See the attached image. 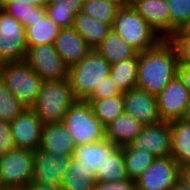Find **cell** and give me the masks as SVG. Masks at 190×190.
I'll return each mask as SVG.
<instances>
[{
  "label": "cell",
  "instance_id": "obj_1",
  "mask_svg": "<svg viewBox=\"0 0 190 190\" xmlns=\"http://www.w3.org/2000/svg\"><path fill=\"white\" fill-rule=\"evenodd\" d=\"M178 64L175 44L162 39L153 48L138 53L136 88L157 96L177 76Z\"/></svg>",
  "mask_w": 190,
  "mask_h": 190
},
{
  "label": "cell",
  "instance_id": "obj_2",
  "mask_svg": "<svg viewBox=\"0 0 190 190\" xmlns=\"http://www.w3.org/2000/svg\"><path fill=\"white\" fill-rule=\"evenodd\" d=\"M77 101L69 78L45 81L35 104L31 107L40 121L45 124L63 122L67 110Z\"/></svg>",
  "mask_w": 190,
  "mask_h": 190
},
{
  "label": "cell",
  "instance_id": "obj_3",
  "mask_svg": "<svg viewBox=\"0 0 190 190\" xmlns=\"http://www.w3.org/2000/svg\"><path fill=\"white\" fill-rule=\"evenodd\" d=\"M110 70L111 64L96 49H92L81 62L69 66L68 78L75 98L85 101L110 75Z\"/></svg>",
  "mask_w": 190,
  "mask_h": 190
},
{
  "label": "cell",
  "instance_id": "obj_4",
  "mask_svg": "<svg viewBox=\"0 0 190 190\" xmlns=\"http://www.w3.org/2000/svg\"><path fill=\"white\" fill-rule=\"evenodd\" d=\"M112 30L136 49L138 53L153 48L162 40L133 6H126L117 10Z\"/></svg>",
  "mask_w": 190,
  "mask_h": 190
},
{
  "label": "cell",
  "instance_id": "obj_5",
  "mask_svg": "<svg viewBox=\"0 0 190 190\" xmlns=\"http://www.w3.org/2000/svg\"><path fill=\"white\" fill-rule=\"evenodd\" d=\"M0 78L26 108L35 104L43 81L25 60L1 63Z\"/></svg>",
  "mask_w": 190,
  "mask_h": 190
},
{
  "label": "cell",
  "instance_id": "obj_6",
  "mask_svg": "<svg viewBox=\"0 0 190 190\" xmlns=\"http://www.w3.org/2000/svg\"><path fill=\"white\" fill-rule=\"evenodd\" d=\"M76 146L106 140L105 127L94 116L87 101L77 100L64 115L63 122Z\"/></svg>",
  "mask_w": 190,
  "mask_h": 190
},
{
  "label": "cell",
  "instance_id": "obj_7",
  "mask_svg": "<svg viewBox=\"0 0 190 190\" xmlns=\"http://www.w3.org/2000/svg\"><path fill=\"white\" fill-rule=\"evenodd\" d=\"M34 151L16 148L0 155V187H27L33 178Z\"/></svg>",
  "mask_w": 190,
  "mask_h": 190
},
{
  "label": "cell",
  "instance_id": "obj_8",
  "mask_svg": "<svg viewBox=\"0 0 190 190\" xmlns=\"http://www.w3.org/2000/svg\"><path fill=\"white\" fill-rule=\"evenodd\" d=\"M25 27L0 9V64L25 60L27 53Z\"/></svg>",
  "mask_w": 190,
  "mask_h": 190
},
{
  "label": "cell",
  "instance_id": "obj_9",
  "mask_svg": "<svg viewBox=\"0 0 190 190\" xmlns=\"http://www.w3.org/2000/svg\"><path fill=\"white\" fill-rule=\"evenodd\" d=\"M25 61L43 82L68 77V66L55 50L54 44H42L28 48Z\"/></svg>",
  "mask_w": 190,
  "mask_h": 190
},
{
  "label": "cell",
  "instance_id": "obj_10",
  "mask_svg": "<svg viewBox=\"0 0 190 190\" xmlns=\"http://www.w3.org/2000/svg\"><path fill=\"white\" fill-rule=\"evenodd\" d=\"M181 177V167L170 156L155 158L135 180L137 190H171Z\"/></svg>",
  "mask_w": 190,
  "mask_h": 190
},
{
  "label": "cell",
  "instance_id": "obj_11",
  "mask_svg": "<svg viewBox=\"0 0 190 190\" xmlns=\"http://www.w3.org/2000/svg\"><path fill=\"white\" fill-rule=\"evenodd\" d=\"M171 141V123L160 121L155 124L144 125L141 132L127 146L148 151L155 158H163L171 156Z\"/></svg>",
  "mask_w": 190,
  "mask_h": 190
},
{
  "label": "cell",
  "instance_id": "obj_12",
  "mask_svg": "<svg viewBox=\"0 0 190 190\" xmlns=\"http://www.w3.org/2000/svg\"><path fill=\"white\" fill-rule=\"evenodd\" d=\"M73 156L51 153L38 148L34 151L32 182L43 185L61 186L64 172Z\"/></svg>",
  "mask_w": 190,
  "mask_h": 190
},
{
  "label": "cell",
  "instance_id": "obj_13",
  "mask_svg": "<svg viewBox=\"0 0 190 190\" xmlns=\"http://www.w3.org/2000/svg\"><path fill=\"white\" fill-rule=\"evenodd\" d=\"M156 98L162 121L173 122L184 117L190 94L179 77L176 76Z\"/></svg>",
  "mask_w": 190,
  "mask_h": 190
},
{
  "label": "cell",
  "instance_id": "obj_14",
  "mask_svg": "<svg viewBox=\"0 0 190 190\" xmlns=\"http://www.w3.org/2000/svg\"><path fill=\"white\" fill-rule=\"evenodd\" d=\"M43 123L31 108L25 109L12 122L10 131L16 148L35 151L40 146Z\"/></svg>",
  "mask_w": 190,
  "mask_h": 190
},
{
  "label": "cell",
  "instance_id": "obj_15",
  "mask_svg": "<svg viewBox=\"0 0 190 190\" xmlns=\"http://www.w3.org/2000/svg\"><path fill=\"white\" fill-rule=\"evenodd\" d=\"M124 110L143 125L162 121L157 105V98L141 89L135 88L123 92Z\"/></svg>",
  "mask_w": 190,
  "mask_h": 190
},
{
  "label": "cell",
  "instance_id": "obj_16",
  "mask_svg": "<svg viewBox=\"0 0 190 190\" xmlns=\"http://www.w3.org/2000/svg\"><path fill=\"white\" fill-rule=\"evenodd\" d=\"M55 50L69 67L81 62L92 50L73 28H61L54 42Z\"/></svg>",
  "mask_w": 190,
  "mask_h": 190
},
{
  "label": "cell",
  "instance_id": "obj_17",
  "mask_svg": "<svg viewBox=\"0 0 190 190\" xmlns=\"http://www.w3.org/2000/svg\"><path fill=\"white\" fill-rule=\"evenodd\" d=\"M133 8L162 39L171 38V18L166 0H141Z\"/></svg>",
  "mask_w": 190,
  "mask_h": 190
},
{
  "label": "cell",
  "instance_id": "obj_18",
  "mask_svg": "<svg viewBox=\"0 0 190 190\" xmlns=\"http://www.w3.org/2000/svg\"><path fill=\"white\" fill-rule=\"evenodd\" d=\"M75 147L72 136L62 122L43 125L40 149L55 154L73 155Z\"/></svg>",
  "mask_w": 190,
  "mask_h": 190
},
{
  "label": "cell",
  "instance_id": "obj_19",
  "mask_svg": "<svg viewBox=\"0 0 190 190\" xmlns=\"http://www.w3.org/2000/svg\"><path fill=\"white\" fill-rule=\"evenodd\" d=\"M143 126L124 112L105 127V138L117 147L126 146L141 132Z\"/></svg>",
  "mask_w": 190,
  "mask_h": 190
},
{
  "label": "cell",
  "instance_id": "obj_20",
  "mask_svg": "<svg viewBox=\"0 0 190 190\" xmlns=\"http://www.w3.org/2000/svg\"><path fill=\"white\" fill-rule=\"evenodd\" d=\"M72 27L92 49H96L112 31L111 25L104 24L83 12L75 15Z\"/></svg>",
  "mask_w": 190,
  "mask_h": 190
},
{
  "label": "cell",
  "instance_id": "obj_21",
  "mask_svg": "<svg viewBox=\"0 0 190 190\" xmlns=\"http://www.w3.org/2000/svg\"><path fill=\"white\" fill-rule=\"evenodd\" d=\"M116 148L117 146L112 142L104 140L97 143L76 146L72 156L95 174L99 165Z\"/></svg>",
  "mask_w": 190,
  "mask_h": 190
},
{
  "label": "cell",
  "instance_id": "obj_22",
  "mask_svg": "<svg viewBox=\"0 0 190 190\" xmlns=\"http://www.w3.org/2000/svg\"><path fill=\"white\" fill-rule=\"evenodd\" d=\"M170 123L172 126L171 157L182 168L190 164V122L182 118Z\"/></svg>",
  "mask_w": 190,
  "mask_h": 190
},
{
  "label": "cell",
  "instance_id": "obj_23",
  "mask_svg": "<svg viewBox=\"0 0 190 190\" xmlns=\"http://www.w3.org/2000/svg\"><path fill=\"white\" fill-rule=\"evenodd\" d=\"M60 27L45 14L31 23V26L25 29L27 47H34L42 44H54Z\"/></svg>",
  "mask_w": 190,
  "mask_h": 190
},
{
  "label": "cell",
  "instance_id": "obj_24",
  "mask_svg": "<svg viewBox=\"0 0 190 190\" xmlns=\"http://www.w3.org/2000/svg\"><path fill=\"white\" fill-rule=\"evenodd\" d=\"M95 183V174L72 158L70 166L64 172L61 187L63 190H94Z\"/></svg>",
  "mask_w": 190,
  "mask_h": 190
},
{
  "label": "cell",
  "instance_id": "obj_25",
  "mask_svg": "<svg viewBox=\"0 0 190 190\" xmlns=\"http://www.w3.org/2000/svg\"><path fill=\"white\" fill-rule=\"evenodd\" d=\"M96 50L109 64L120 62L138 54L136 49L127 44L113 30L96 48Z\"/></svg>",
  "mask_w": 190,
  "mask_h": 190
},
{
  "label": "cell",
  "instance_id": "obj_26",
  "mask_svg": "<svg viewBox=\"0 0 190 190\" xmlns=\"http://www.w3.org/2000/svg\"><path fill=\"white\" fill-rule=\"evenodd\" d=\"M84 0H51L46 6V14L60 27L73 26L74 17L81 12Z\"/></svg>",
  "mask_w": 190,
  "mask_h": 190
},
{
  "label": "cell",
  "instance_id": "obj_27",
  "mask_svg": "<svg viewBox=\"0 0 190 190\" xmlns=\"http://www.w3.org/2000/svg\"><path fill=\"white\" fill-rule=\"evenodd\" d=\"M96 181L117 182L128 179L121 147L104 159L95 172Z\"/></svg>",
  "mask_w": 190,
  "mask_h": 190
},
{
  "label": "cell",
  "instance_id": "obj_28",
  "mask_svg": "<svg viewBox=\"0 0 190 190\" xmlns=\"http://www.w3.org/2000/svg\"><path fill=\"white\" fill-rule=\"evenodd\" d=\"M138 54L134 57L111 64L110 76L123 93L136 88Z\"/></svg>",
  "mask_w": 190,
  "mask_h": 190
},
{
  "label": "cell",
  "instance_id": "obj_29",
  "mask_svg": "<svg viewBox=\"0 0 190 190\" xmlns=\"http://www.w3.org/2000/svg\"><path fill=\"white\" fill-rule=\"evenodd\" d=\"M94 113V116L104 127L125 112L123 93L105 99H86Z\"/></svg>",
  "mask_w": 190,
  "mask_h": 190
},
{
  "label": "cell",
  "instance_id": "obj_30",
  "mask_svg": "<svg viewBox=\"0 0 190 190\" xmlns=\"http://www.w3.org/2000/svg\"><path fill=\"white\" fill-rule=\"evenodd\" d=\"M128 179L136 180L155 160L148 151L122 146Z\"/></svg>",
  "mask_w": 190,
  "mask_h": 190
},
{
  "label": "cell",
  "instance_id": "obj_31",
  "mask_svg": "<svg viewBox=\"0 0 190 190\" xmlns=\"http://www.w3.org/2000/svg\"><path fill=\"white\" fill-rule=\"evenodd\" d=\"M2 9L20 22L25 29L31 26L32 22L46 14L45 7L18 4L17 2L6 3Z\"/></svg>",
  "mask_w": 190,
  "mask_h": 190
},
{
  "label": "cell",
  "instance_id": "obj_32",
  "mask_svg": "<svg viewBox=\"0 0 190 190\" xmlns=\"http://www.w3.org/2000/svg\"><path fill=\"white\" fill-rule=\"evenodd\" d=\"M118 9L114 4L104 0H84L81 12L112 26Z\"/></svg>",
  "mask_w": 190,
  "mask_h": 190
},
{
  "label": "cell",
  "instance_id": "obj_33",
  "mask_svg": "<svg viewBox=\"0 0 190 190\" xmlns=\"http://www.w3.org/2000/svg\"><path fill=\"white\" fill-rule=\"evenodd\" d=\"M25 109L0 78V120L10 123Z\"/></svg>",
  "mask_w": 190,
  "mask_h": 190
},
{
  "label": "cell",
  "instance_id": "obj_34",
  "mask_svg": "<svg viewBox=\"0 0 190 190\" xmlns=\"http://www.w3.org/2000/svg\"><path fill=\"white\" fill-rule=\"evenodd\" d=\"M171 18V37L190 20V0H166Z\"/></svg>",
  "mask_w": 190,
  "mask_h": 190
},
{
  "label": "cell",
  "instance_id": "obj_35",
  "mask_svg": "<svg viewBox=\"0 0 190 190\" xmlns=\"http://www.w3.org/2000/svg\"><path fill=\"white\" fill-rule=\"evenodd\" d=\"M120 94H122V92L118 89L112 77L109 75L104 78V81L99 87L94 89L93 93L87 99H105Z\"/></svg>",
  "mask_w": 190,
  "mask_h": 190
},
{
  "label": "cell",
  "instance_id": "obj_36",
  "mask_svg": "<svg viewBox=\"0 0 190 190\" xmlns=\"http://www.w3.org/2000/svg\"><path fill=\"white\" fill-rule=\"evenodd\" d=\"M16 149L10 131V123L0 120V155Z\"/></svg>",
  "mask_w": 190,
  "mask_h": 190
},
{
  "label": "cell",
  "instance_id": "obj_37",
  "mask_svg": "<svg viewBox=\"0 0 190 190\" xmlns=\"http://www.w3.org/2000/svg\"><path fill=\"white\" fill-rule=\"evenodd\" d=\"M94 190H137V188L135 180L126 179L117 182L96 181Z\"/></svg>",
  "mask_w": 190,
  "mask_h": 190
},
{
  "label": "cell",
  "instance_id": "obj_38",
  "mask_svg": "<svg viewBox=\"0 0 190 190\" xmlns=\"http://www.w3.org/2000/svg\"><path fill=\"white\" fill-rule=\"evenodd\" d=\"M178 52L179 64L190 66V39L170 38Z\"/></svg>",
  "mask_w": 190,
  "mask_h": 190
},
{
  "label": "cell",
  "instance_id": "obj_39",
  "mask_svg": "<svg viewBox=\"0 0 190 190\" xmlns=\"http://www.w3.org/2000/svg\"><path fill=\"white\" fill-rule=\"evenodd\" d=\"M177 76L188 89L190 94V66L178 64Z\"/></svg>",
  "mask_w": 190,
  "mask_h": 190
},
{
  "label": "cell",
  "instance_id": "obj_40",
  "mask_svg": "<svg viewBox=\"0 0 190 190\" xmlns=\"http://www.w3.org/2000/svg\"><path fill=\"white\" fill-rule=\"evenodd\" d=\"M51 0H1L2 7L6 3L17 2L18 4H30L32 6L45 7Z\"/></svg>",
  "mask_w": 190,
  "mask_h": 190
},
{
  "label": "cell",
  "instance_id": "obj_41",
  "mask_svg": "<svg viewBox=\"0 0 190 190\" xmlns=\"http://www.w3.org/2000/svg\"><path fill=\"white\" fill-rule=\"evenodd\" d=\"M27 190H63L61 186L43 185L36 182H30Z\"/></svg>",
  "mask_w": 190,
  "mask_h": 190
},
{
  "label": "cell",
  "instance_id": "obj_42",
  "mask_svg": "<svg viewBox=\"0 0 190 190\" xmlns=\"http://www.w3.org/2000/svg\"><path fill=\"white\" fill-rule=\"evenodd\" d=\"M171 38H188L190 39V20L183 25L180 30Z\"/></svg>",
  "mask_w": 190,
  "mask_h": 190
},
{
  "label": "cell",
  "instance_id": "obj_43",
  "mask_svg": "<svg viewBox=\"0 0 190 190\" xmlns=\"http://www.w3.org/2000/svg\"><path fill=\"white\" fill-rule=\"evenodd\" d=\"M171 190H190V186L182 177H180Z\"/></svg>",
  "mask_w": 190,
  "mask_h": 190
},
{
  "label": "cell",
  "instance_id": "obj_44",
  "mask_svg": "<svg viewBox=\"0 0 190 190\" xmlns=\"http://www.w3.org/2000/svg\"><path fill=\"white\" fill-rule=\"evenodd\" d=\"M181 177L190 186V164L181 168Z\"/></svg>",
  "mask_w": 190,
  "mask_h": 190
},
{
  "label": "cell",
  "instance_id": "obj_45",
  "mask_svg": "<svg viewBox=\"0 0 190 190\" xmlns=\"http://www.w3.org/2000/svg\"><path fill=\"white\" fill-rule=\"evenodd\" d=\"M104 1L112 3L115 6H117L118 8H122V7L127 6L126 0H104Z\"/></svg>",
  "mask_w": 190,
  "mask_h": 190
},
{
  "label": "cell",
  "instance_id": "obj_46",
  "mask_svg": "<svg viewBox=\"0 0 190 190\" xmlns=\"http://www.w3.org/2000/svg\"><path fill=\"white\" fill-rule=\"evenodd\" d=\"M183 119L190 122V98H189V102L186 106Z\"/></svg>",
  "mask_w": 190,
  "mask_h": 190
},
{
  "label": "cell",
  "instance_id": "obj_47",
  "mask_svg": "<svg viewBox=\"0 0 190 190\" xmlns=\"http://www.w3.org/2000/svg\"><path fill=\"white\" fill-rule=\"evenodd\" d=\"M0 190H27V187H0Z\"/></svg>",
  "mask_w": 190,
  "mask_h": 190
},
{
  "label": "cell",
  "instance_id": "obj_48",
  "mask_svg": "<svg viewBox=\"0 0 190 190\" xmlns=\"http://www.w3.org/2000/svg\"><path fill=\"white\" fill-rule=\"evenodd\" d=\"M141 0H126L127 6H133Z\"/></svg>",
  "mask_w": 190,
  "mask_h": 190
}]
</instances>
